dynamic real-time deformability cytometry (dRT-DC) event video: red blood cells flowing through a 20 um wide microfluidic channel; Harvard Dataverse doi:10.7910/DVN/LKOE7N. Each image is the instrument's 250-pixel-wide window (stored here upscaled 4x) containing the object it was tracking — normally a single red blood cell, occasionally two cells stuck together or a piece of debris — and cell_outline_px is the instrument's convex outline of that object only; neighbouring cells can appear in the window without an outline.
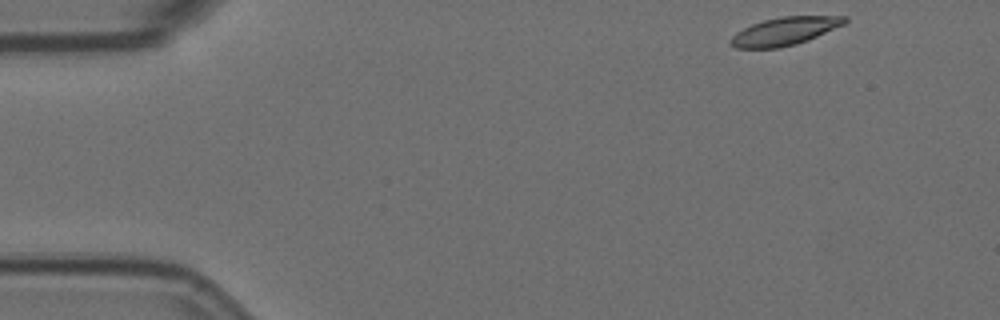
{"species": "Egyptian fruit bat (a non-hibernating species)", "species_latin": "Rousettus aegyptiacus", "temperature_condition": "room temperature", "stored_images_in_passage": 5, "camera_frame_rate_fps": 3000, "um_per_image_px": 0.085, "animal": {"sex": "female"}, "frame": {"image": 1, "passage_image": 1, "time_ms": 0.0, "image_size_px": [1000, 320], "cell_outline_px": [[848, 20], [844, 24], [808, 40], [796, 44], [780, 48], [736, 48], [728, 44], [728, 40], [736, 32], [752, 24], [764, 20], [780, 16], [848, 16]], "centroid_in_image_um": [66.67, 2.66], "position_along_channel_um": 18.3, "area_um2": 18.67}}
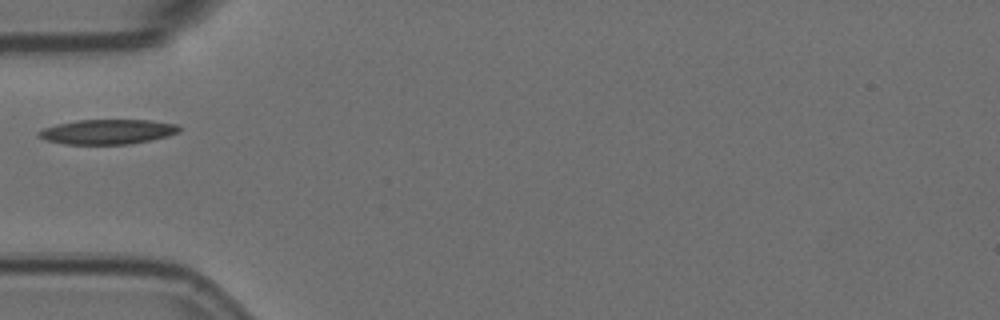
{"frame": {"image": 2, "passage_image": 4, "time_ms": 1.0, "image_size_px": [1000, 320], "cell_outline_px": [[184, 128], [180, 132], [168, 136], [128, 144], [64, 144], [48, 140], [36, 136], [36, 132], [44, 128], [56, 124], [76, 120], [148, 120], [176, 124]], "centroid_in_image_um": [9.14, 11.19], "position_along_channel_um": 75.9, "area_um2": 20.35}}
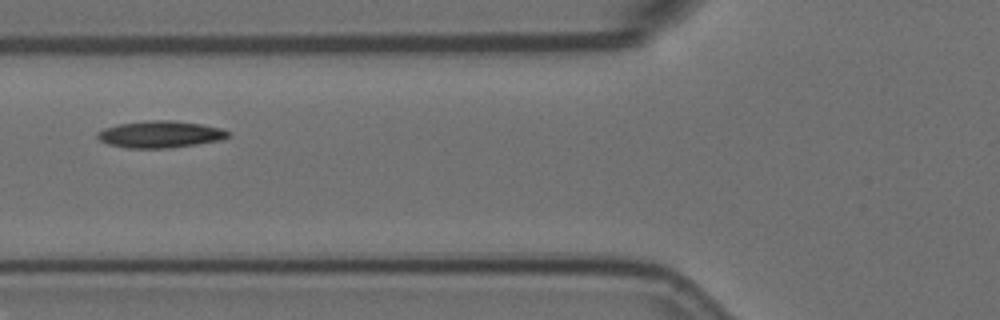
{"frame": {"image": 3, "passage_image": 5, "time_ms": 1.333, "image_size_px": [1000, 320], "cell_outline_px": [[232, 136], [220, 140], [172, 148], [128, 148], [108, 144], [100, 140], [96, 136], [96, 132], [104, 128], [120, 124], [144, 120], [172, 120], [204, 124], [220, 128], [232, 132]], "centroid_in_image_um": [13.65, 11.41], "position_along_channel_um": 112.1, "area_um2": 20.69}}